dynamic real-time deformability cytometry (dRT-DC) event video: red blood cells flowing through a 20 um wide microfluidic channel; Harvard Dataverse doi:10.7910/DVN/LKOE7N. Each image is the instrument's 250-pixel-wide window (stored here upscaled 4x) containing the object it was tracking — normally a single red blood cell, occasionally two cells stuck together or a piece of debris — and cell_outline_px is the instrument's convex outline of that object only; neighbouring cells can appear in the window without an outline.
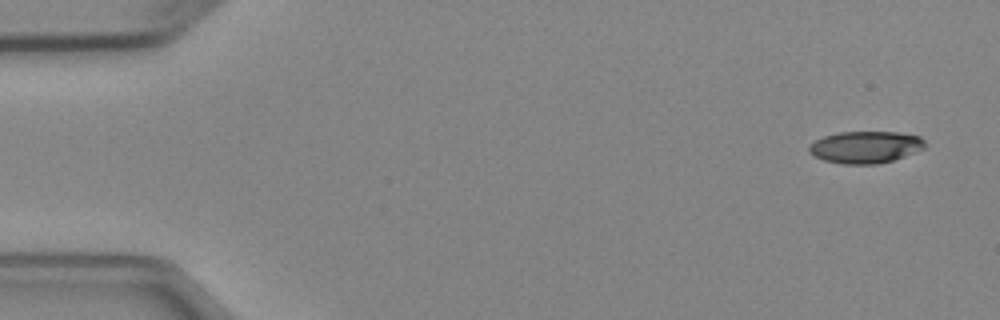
{"species": "Egyptian fruit bat (a non-hibernating species)", "species_latin": "Rousettus aegyptiacus", "temperature_condition": "cold", "stored_images_in_passage": 5, "camera_frame_rate_fps": 3000, "um_per_image_px": 0.085, "animal": {"sex": "female"}, "frame": {"image": 1, "passage_image": 1, "time_ms": 0.0, "image_size_px": [1000, 320], "cell_outline_px": [[924, 148], [904, 156], [892, 160], [876, 164], [840, 164], [824, 160], [808, 152], [808, 148], [816, 140], [824, 136], [840, 132], [896, 132], [920, 136], [924, 140]], "centroid_in_image_um": [73.55, 12.5], "position_along_channel_um": 11.4, "area_um2": 21.39}}
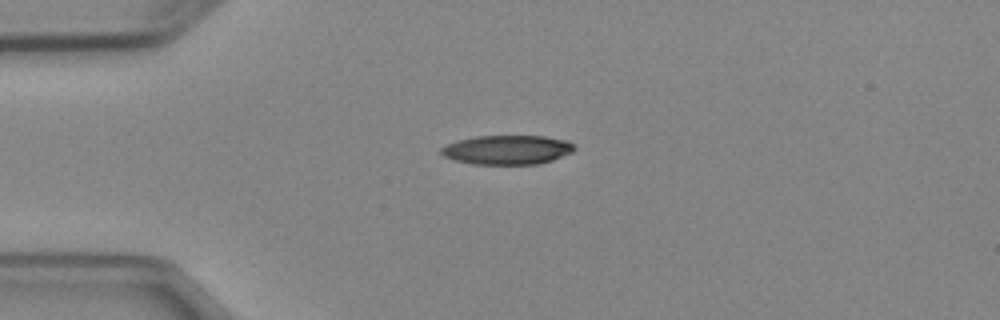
{"frame": {"image": 2, "passage_image": 4, "time_ms": 3.333, "image_size_px": [1000, 320], "cell_outline_px": [[576, 148], [572, 152], [552, 160], [536, 164], [472, 164], [456, 160], [444, 156], [440, 152], [440, 148], [444, 144], [456, 140], [476, 136], [544, 136], [568, 140], [576, 144]], "centroid_in_image_um": [43.12, 12.72], "position_along_channel_um": 41.9, "area_um2": 22.89}}